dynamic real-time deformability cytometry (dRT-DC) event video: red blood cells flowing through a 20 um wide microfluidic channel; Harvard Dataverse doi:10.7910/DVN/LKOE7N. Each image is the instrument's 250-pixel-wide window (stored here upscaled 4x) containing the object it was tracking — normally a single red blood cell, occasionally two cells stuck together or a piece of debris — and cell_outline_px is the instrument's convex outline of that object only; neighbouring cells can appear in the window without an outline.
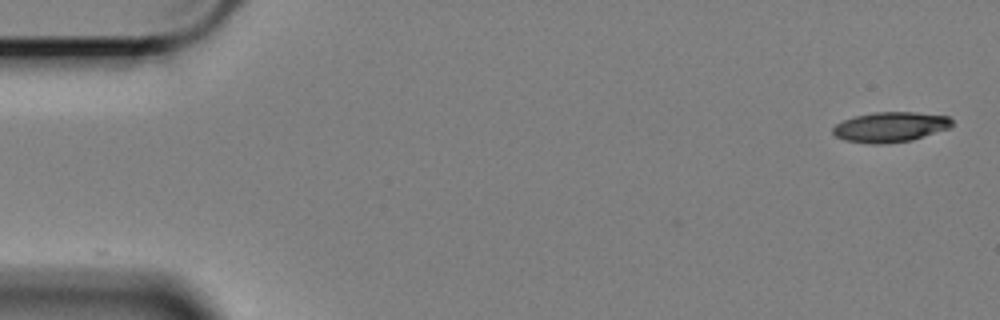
{"species": "Egyptian fruit bat (a non-hibernating species)", "species_latin": "Rousettus aegyptiacus", "temperature_condition": "cold", "stored_images_in_passage": 52, "camera_frame_rate_fps": 3000, "um_per_image_px": 0.085, "animal": {"sex": "female"}, "frame": {"image": 1, "passage_image": 1, "time_ms": 0.0, "image_size_px": [1000, 320], "cell_outline_px": [[952, 128], [912, 140], [888, 144], [872, 144], [844, 140], [836, 136], [832, 132], [832, 128], [836, 124], [844, 120], [856, 116], [872, 112], [916, 112], [948, 116], [952, 120]], "centroid_in_image_um": [75.7, 10.8], "position_along_channel_um": 9.3, "area_um2": 21.1}}
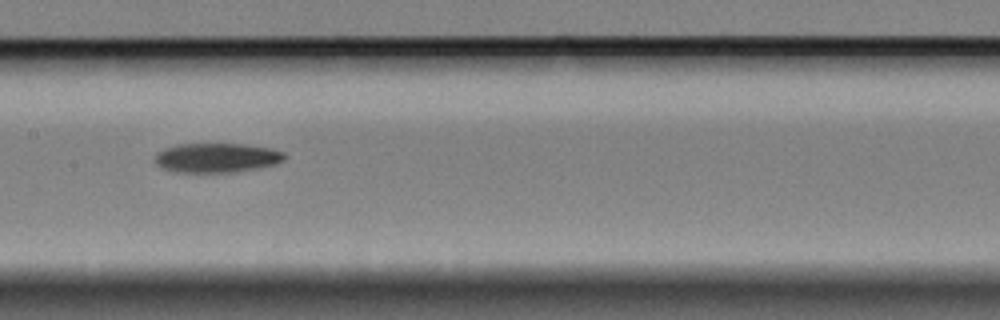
{"frame": {"image": 2, "passage_image": 28, "time_ms": 9.0, "image_size_px": [1000, 320], "cell_outline_px": [[288, 156], [284, 160], [276, 164], [236, 172], [172, 172], [160, 168], [156, 164], [156, 152], [164, 148], [176, 144], [240, 144], [268, 148], [284, 152]], "centroid_in_image_um": [18.39, 13.42], "position_along_channel_um": 189.0, "area_um2": 22.31}}
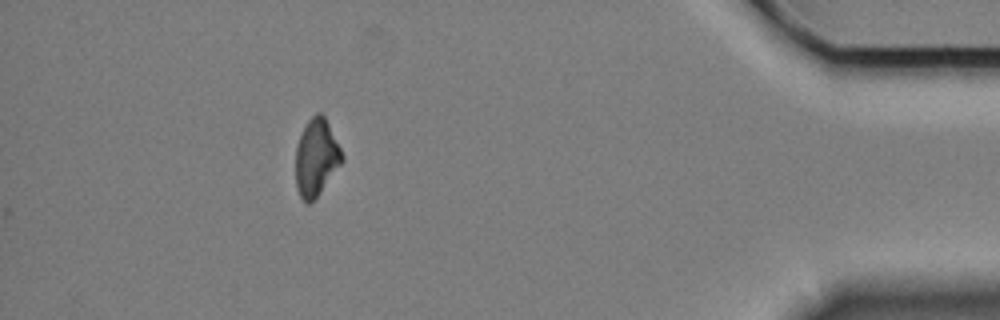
{"frame": {"image": 3, "passage_image": 52, "time_ms": 17.0, "image_size_px": [1000, 320], "cell_outline_px": [[344, 160], [320, 192], [308, 204], [304, 204], [296, 188], [296, 148], [300, 136], [308, 120], [316, 112], [320, 112], [324, 116], [344, 156]], "centroid_in_image_um": [26.87, 13.4], "position_along_channel_um": 408.3, "area_um2": 20.52}, "authors_computed_cell_mechanics": {"area_um2": 22.2819, "velocity_mm_per_s": 3.3903, "shape_relaxation_time_tau1_ms": 9.3624, "shape_relaxation_time_tau2_ms": null, "deformation_change_tau1": 0.1947, "deformation_change_tau2": null}}